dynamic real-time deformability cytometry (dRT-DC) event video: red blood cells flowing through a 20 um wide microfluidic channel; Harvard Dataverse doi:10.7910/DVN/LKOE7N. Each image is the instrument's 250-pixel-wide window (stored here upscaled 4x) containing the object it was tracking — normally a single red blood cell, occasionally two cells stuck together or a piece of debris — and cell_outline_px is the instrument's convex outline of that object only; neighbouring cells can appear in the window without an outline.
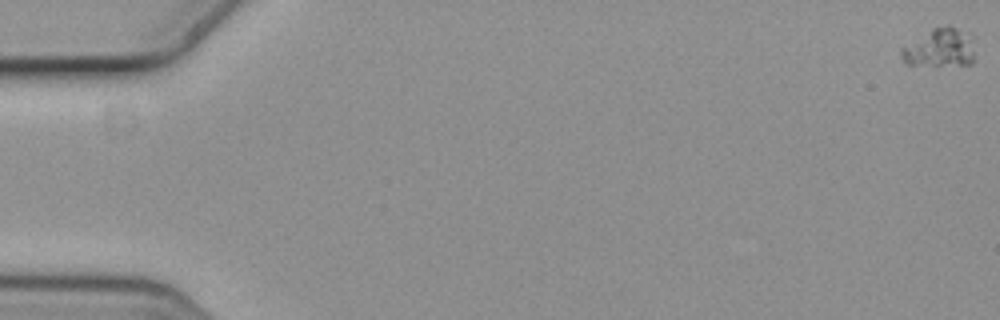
{"species": "common noctule bat (a hibernating species)", "species_latin": "Nyctalus noctula", "temperature_condition": "cold", "stored_images_in_passage": 7, "camera_frame_rate_fps": 3000, "um_per_image_px": 0.085, "animal": {"sex": "female", "body_mass_g": 19.3, "forearm_length_mm": 54.1}, "frame": {"image": 1, "passage_image": 1, "time_ms": 0.0, "image_size_px": [1000, 320], "cell_outline_px": [[972, 64], [904, 64], [900, 56], [900, 48], [932, 28], [948, 24], [972, 36]], "centroid_in_image_um": [79.83, 4.04], "position_along_channel_um": 5.2, "area_um2": 16.18}}
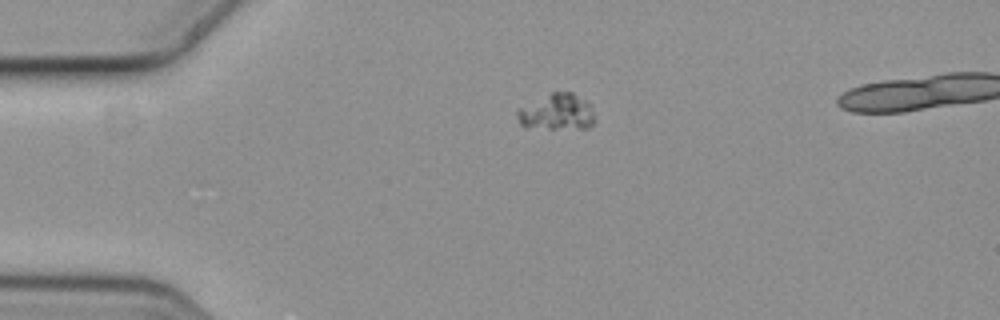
{"frame": {"image": 2, "passage_image": 5, "time_ms": 1.333, "image_size_px": [1000, 320], "cell_outline_px": [[592, 124], [588, 128], [524, 128], [520, 124], [516, 116], [516, 108], [552, 92], [572, 92], [592, 104]], "centroid_in_image_um": [47.27, 9.52], "position_along_channel_um": 37.7, "area_um2": 16.47}}